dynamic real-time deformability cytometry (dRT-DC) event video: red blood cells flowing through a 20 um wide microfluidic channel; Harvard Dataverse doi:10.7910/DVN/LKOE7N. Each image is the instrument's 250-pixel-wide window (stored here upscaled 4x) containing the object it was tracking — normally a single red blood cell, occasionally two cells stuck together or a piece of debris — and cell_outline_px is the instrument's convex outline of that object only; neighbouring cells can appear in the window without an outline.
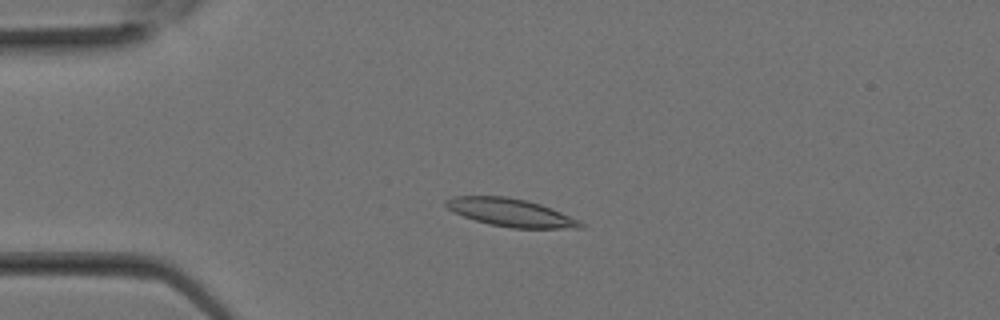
{"species": "Egyptian fruit bat (a non-hibernating species)", "species_latin": "Rousettus aegyptiacus", "temperature_condition": "room temperature", "stored_images_in_passage": 9, "camera_frame_rate_fps": 3000, "um_per_image_px": 0.085, "animal": {"sex": "female"}, "frame": {"image": 1, "passage_image": 6, "time_ms": 1.667, "image_size_px": [1000, 320], "cell_outline_px": [[584, 228], [512, 228], [488, 224], [464, 216], [448, 208], [444, 204], [444, 200], [452, 196], [508, 196], [528, 200], [540, 204], [580, 220], [584, 224]], "centroid_in_image_um": [43.41, 18.06], "position_along_channel_um": 41.6, "area_um2": 21.85}}